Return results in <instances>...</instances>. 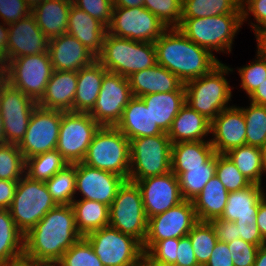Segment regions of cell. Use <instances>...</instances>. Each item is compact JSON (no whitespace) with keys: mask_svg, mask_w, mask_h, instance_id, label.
Segmentation results:
<instances>
[{"mask_svg":"<svg viewBox=\"0 0 266 266\" xmlns=\"http://www.w3.org/2000/svg\"><path fill=\"white\" fill-rule=\"evenodd\" d=\"M37 266H60L58 262H37Z\"/></svg>","mask_w":266,"mask_h":266,"instance_id":"cell-68","label":"cell"},{"mask_svg":"<svg viewBox=\"0 0 266 266\" xmlns=\"http://www.w3.org/2000/svg\"><path fill=\"white\" fill-rule=\"evenodd\" d=\"M257 47L266 54V29H262L256 36Z\"/></svg>","mask_w":266,"mask_h":266,"instance_id":"cell-65","label":"cell"},{"mask_svg":"<svg viewBox=\"0 0 266 266\" xmlns=\"http://www.w3.org/2000/svg\"><path fill=\"white\" fill-rule=\"evenodd\" d=\"M128 81L134 97L178 91L184 85L176 75L159 64L131 74Z\"/></svg>","mask_w":266,"mask_h":266,"instance_id":"cell-22","label":"cell"},{"mask_svg":"<svg viewBox=\"0 0 266 266\" xmlns=\"http://www.w3.org/2000/svg\"><path fill=\"white\" fill-rule=\"evenodd\" d=\"M250 102L266 106V79L260 86L249 96Z\"/></svg>","mask_w":266,"mask_h":266,"instance_id":"cell-61","label":"cell"},{"mask_svg":"<svg viewBox=\"0 0 266 266\" xmlns=\"http://www.w3.org/2000/svg\"><path fill=\"white\" fill-rule=\"evenodd\" d=\"M75 178V193L80 192L81 199L98 201L109 207L126 181L122 176L89 167L82 162L75 163Z\"/></svg>","mask_w":266,"mask_h":266,"instance_id":"cell-18","label":"cell"},{"mask_svg":"<svg viewBox=\"0 0 266 266\" xmlns=\"http://www.w3.org/2000/svg\"><path fill=\"white\" fill-rule=\"evenodd\" d=\"M26 161L16 144H0V179L19 181L25 175Z\"/></svg>","mask_w":266,"mask_h":266,"instance_id":"cell-43","label":"cell"},{"mask_svg":"<svg viewBox=\"0 0 266 266\" xmlns=\"http://www.w3.org/2000/svg\"><path fill=\"white\" fill-rule=\"evenodd\" d=\"M66 33L74 36L97 57L102 51L107 27L72 4Z\"/></svg>","mask_w":266,"mask_h":266,"instance_id":"cell-24","label":"cell"},{"mask_svg":"<svg viewBox=\"0 0 266 266\" xmlns=\"http://www.w3.org/2000/svg\"><path fill=\"white\" fill-rule=\"evenodd\" d=\"M141 98L150 109L154 124L167 133L174 118L186 104L185 86L183 85L178 91L151 93Z\"/></svg>","mask_w":266,"mask_h":266,"instance_id":"cell-27","label":"cell"},{"mask_svg":"<svg viewBox=\"0 0 266 266\" xmlns=\"http://www.w3.org/2000/svg\"><path fill=\"white\" fill-rule=\"evenodd\" d=\"M48 52L57 71H76L91 65L96 56L74 36L65 33L49 39Z\"/></svg>","mask_w":266,"mask_h":266,"instance_id":"cell-21","label":"cell"},{"mask_svg":"<svg viewBox=\"0 0 266 266\" xmlns=\"http://www.w3.org/2000/svg\"><path fill=\"white\" fill-rule=\"evenodd\" d=\"M62 111L36 106L24 138L18 144L25 161L36 155L56 150Z\"/></svg>","mask_w":266,"mask_h":266,"instance_id":"cell-14","label":"cell"},{"mask_svg":"<svg viewBox=\"0 0 266 266\" xmlns=\"http://www.w3.org/2000/svg\"><path fill=\"white\" fill-rule=\"evenodd\" d=\"M58 263L60 266H103L84 236L62 255Z\"/></svg>","mask_w":266,"mask_h":266,"instance_id":"cell-45","label":"cell"},{"mask_svg":"<svg viewBox=\"0 0 266 266\" xmlns=\"http://www.w3.org/2000/svg\"><path fill=\"white\" fill-rule=\"evenodd\" d=\"M4 266H37V261L22 256L18 259L12 260L3 264Z\"/></svg>","mask_w":266,"mask_h":266,"instance_id":"cell-63","label":"cell"},{"mask_svg":"<svg viewBox=\"0 0 266 266\" xmlns=\"http://www.w3.org/2000/svg\"><path fill=\"white\" fill-rule=\"evenodd\" d=\"M45 183L57 205H71L77 194L75 193V163L68 164Z\"/></svg>","mask_w":266,"mask_h":266,"instance_id":"cell-40","label":"cell"},{"mask_svg":"<svg viewBox=\"0 0 266 266\" xmlns=\"http://www.w3.org/2000/svg\"><path fill=\"white\" fill-rule=\"evenodd\" d=\"M168 27L143 7L113 8L107 32L120 38L154 43Z\"/></svg>","mask_w":266,"mask_h":266,"instance_id":"cell-13","label":"cell"},{"mask_svg":"<svg viewBox=\"0 0 266 266\" xmlns=\"http://www.w3.org/2000/svg\"><path fill=\"white\" fill-rule=\"evenodd\" d=\"M210 143L217 154L246 145V123L242 109L235 105L222 110L212 121Z\"/></svg>","mask_w":266,"mask_h":266,"instance_id":"cell-19","label":"cell"},{"mask_svg":"<svg viewBox=\"0 0 266 266\" xmlns=\"http://www.w3.org/2000/svg\"><path fill=\"white\" fill-rule=\"evenodd\" d=\"M233 69L220 63L210 73L184 84L186 104L210 122L228 106L232 88L225 75Z\"/></svg>","mask_w":266,"mask_h":266,"instance_id":"cell-4","label":"cell"},{"mask_svg":"<svg viewBox=\"0 0 266 266\" xmlns=\"http://www.w3.org/2000/svg\"><path fill=\"white\" fill-rule=\"evenodd\" d=\"M8 28V61L48 52L49 39L38 27L31 13L22 20L9 24Z\"/></svg>","mask_w":266,"mask_h":266,"instance_id":"cell-20","label":"cell"},{"mask_svg":"<svg viewBox=\"0 0 266 266\" xmlns=\"http://www.w3.org/2000/svg\"><path fill=\"white\" fill-rule=\"evenodd\" d=\"M238 229V235L244 241L250 242L257 246H262L265 243L256 221H235Z\"/></svg>","mask_w":266,"mask_h":266,"instance_id":"cell-55","label":"cell"},{"mask_svg":"<svg viewBox=\"0 0 266 266\" xmlns=\"http://www.w3.org/2000/svg\"><path fill=\"white\" fill-rule=\"evenodd\" d=\"M96 60L108 72L128 78L157 64L156 48L154 43L120 38L107 32Z\"/></svg>","mask_w":266,"mask_h":266,"instance_id":"cell-3","label":"cell"},{"mask_svg":"<svg viewBox=\"0 0 266 266\" xmlns=\"http://www.w3.org/2000/svg\"><path fill=\"white\" fill-rule=\"evenodd\" d=\"M77 80L76 71L54 70L44 95L37 102L38 106L63 112L73 111Z\"/></svg>","mask_w":266,"mask_h":266,"instance_id":"cell-23","label":"cell"},{"mask_svg":"<svg viewBox=\"0 0 266 266\" xmlns=\"http://www.w3.org/2000/svg\"><path fill=\"white\" fill-rule=\"evenodd\" d=\"M72 0H44L31 9L38 27L48 39L65 34Z\"/></svg>","mask_w":266,"mask_h":266,"instance_id":"cell-28","label":"cell"},{"mask_svg":"<svg viewBox=\"0 0 266 266\" xmlns=\"http://www.w3.org/2000/svg\"><path fill=\"white\" fill-rule=\"evenodd\" d=\"M72 205H56L24 237V256L37 262H58L80 238Z\"/></svg>","mask_w":266,"mask_h":266,"instance_id":"cell-1","label":"cell"},{"mask_svg":"<svg viewBox=\"0 0 266 266\" xmlns=\"http://www.w3.org/2000/svg\"><path fill=\"white\" fill-rule=\"evenodd\" d=\"M210 223L215 230L218 241L229 243L240 238L237 232L238 227L235 222L217 218L211 220Z\"/></svg>","mask_w":266,"mask_h":266,"instance_id":"cell-54","label":"cell"},{"mask_svg":"<svg viewBox=\"0 0 266 266\" xmlns=\"http://www.w3.org/2000/svg\"><path fill=\"white\" fill-rule=\"evenodd\" d=\"M75 224L81 236L109 225V206L98 201L74 199Z\"/></svg>","mask_w":266,"mask_h":266,"instance_id":"cell-33","label":"cell"},{"mask_svg":"<svg viewBox=\"0 0 266 266\" xmlns=\"http://www.w3.org/2000/svg\"><path fill=\"white\" fill-rule=\"evenodd\" d=\"M6 82V63L0 61V90Z\"/></svg>","mask_w":266,"mask_h":266,"instance_id":"cell-66","label":"cell"},{"mask_svg":"<svg viewBox=\"0 0 266 266\" xmlns=\"http://www.w3.org/2000/svg\"><path fill=\"white\" fill-rule=\"evenodd\" d=\"M241 9L242 23L249 18L250 13L254 16L257 24L251 22V28L257 35L266 26V0H241Z\"/></svg>","mask_w":266,"mask_h":266,"instance_id":"cell-51","label":"cell"},{"mask_svg":"<svg viewBox=\"0 0 266 266\" xmlns=\"http://www.w3.org/2000/svg\"><path fill=\"white\" fill-rule=\"evenodd\" d=\"M1 24H0V61L7 63L9 28L8 24L6 23H1Z\"/></svg>","mask_w":266,"mask_h":266,"instance_id":"cell-59","label":"cell"},{"mask_svg":"<svg viewBox=\"0 0 266 266\" xmlns=\"http://www.w3.org/2000/svg\"><path fill=\"white\" fill-rule=\"evenodd\" d=\"M254 266H266V246H259L256 254Z\"/></svg>","mask_w":266,"mask_h":266,"instance_id":"cell-64","label":"cell"},{"mask_svg":"<svg viewBox=\"0 0 266 266\" xmlns=\"http://www.w3.org/2000/svg\"><path fill=\"white\" fill-rule=\"evenodd\" d=\"M24 1L30 7V9H33L35 6L42 3L44 0H24Z\"/></svg>","mask_w":266,"mask_h":266,"instance_id":"cell-67","label":"cell"},{"mask_svg":"<svg viewBox=\"0 0 266 266\" xmlns=\"http://www.w3.org/2000/svg\"><path fill=\"white\" fill-rule=\"evenodd\" d=\"M108 71L95 60L91 65L77 72V89L73 102V112H89L98 97L104 75Z\"/></svg>","mask_w":266,"mask_h":266,"instance_id":"cell-30","label":"cell"},{"mask_svg":"<svg viewBox=\"0 0 266 266\" xmlns=\"http://www.w3.org/2000/svg\"><path fill=\"white\" fill-rule=\"evenodd\" d=\"M216 154L210 140L172 144L171 171L178 177L187 168L204 167Z\"/></svg>","mask_w":266,"mask_h":266,"instance_id":"cell-31","label":"cell"},{"mask_svg":"<svg viewBox=\"0 0 266 266\" xmlns=\"http://www.w3.org/2000/svg\"><path fill=\"white\" fill-rule=\"evenodd\" d=\"M128 181L135 183L171 171L172 143L166 132L130 140Z\"/></svg>","mask_w":266,"mask_h":266,"instance_id":"cell-7","label":"cell"},{"mask_svg":"<svg viewBox=\"0 0 266 266\" xmlns=\"http://www.w3.org/2000/svg\"><path fill=\"white\" fill-rule=\"evenodd\" d=\"M226 155L251 183L262 185L264 149L244 145L231 149Z\"/></svg>","mask_w":266,"mask_h":266,"instance_id":"cell-35","label":"cell"},{"mask_svg":"<svg viewBox=\"0 0 266 266\" xmlns=\"http://www.w3.org/2000/svg\"><path fill=\"white\" fill-rule=\"evenodd\" d=\"M242 25V14H223L214 17L181 18L177 29L211 53L214 50L231 53L234 37Z\"/></svg>","mask_w":266,"mask_h":266,"instance_id":"cell-6","label":"cell"},{"mask_svg":"<svg viewBox=\"0 0 266 266\" xmlns=\"http://www.w3.org/2000/svg\"><path fill=\"white\" fill-rule=\"evenodd\" d=\"M18 181L0 179V209H9L15 195Z\"/></svg>","mask_w":266,"mask_h":266,"instance_id":"cell-58","label":"cell"},{"mask_svg":"<svg viewBox=\"0 0 266 266\" xmlns=\"http://www.w3.org/2000/svg\"><path fill=\"white\" fill-rule=\"evenodd\" d=\"M148 266H178V265H175V264H169V265H148Z\"/></svg>","mask_w":266,"mask_h":266,"instance_id":"cell-71","label":"cell"},{"mask_svg":"<svg viewBox=\"0 0 266 266\" xmlns=\"http://www.w3.org/2000/svg\"><path fill=\"white\" fill-rule=\"evenodd\" d=\"M215 175L216 154L204 164V167L187 168V172H183L178 176L183 199L193 201Z\"/></svg>","mask_w":266,"mask_h":266,"instance_id":"cell-38","label":"cell"},{"mask_svg":"<svg viewBox=\"0 0 266 266\" xmlns=\"http://www.w3.org/2000/svg\"><path fill=\"white\" fill-rule=\"evenodd\" d=\"M130 140L115 126H100L94 134L82 163L128 180Z\"/></svg>","mask_w":266,"mask_h":266,"instance_id":"cell-5","label":"cell"},{"mask_svg":"<svg viewBox=\"0 0 266 266\" xmlns=\"http://www.w3.org/2000/svg\"><path fill=\"white\" fill-rule=\"evenodd\" d=\"M30 117L3 118V143L16 144L24 138Z\"/></svg>","mask_w":266,"mask_h":266,"instance_id":"cell-52","label":"cell"},{"mask_svg":"<svg viewBox=\"0 0 266 266\" xmlns=\"http://www.w3.org/2000/svg\"><path fill=\"white\" fill-rule=\"evenodd\" d=\"M140 188L147 219L164 213L184 201L178 177L170 171L160 176H151L135 182Z\"/></svg>","mask_w":266,"mask_h":266,"instance_id":"cell-17","label":"cell"},{"mask_svg":"<svg viewBox=\"0 0 266 266\" xmlns=\"http://www.w3.org/2000/svg\"><path fill=\"white\" fill-rule=\"evenodd\" d=\"M132 97L128 78L107 72L97 100L88 113L100 126H116Z\"/></svg>","mask_w":266,"mask_h":266,"instance_id":"cell-15","label":"cell"},{"mask_svg":"<svg viewBox=\"0 0 266 266\" xmlns=\"http://www.w3.org/2000/svg\"><path fill=\"white\" fill-rule=\"evenodd\" d=\"M99 128L87 112L62 111L56 150L68 164L82 162Z\"/></svg>","mask_w":266,"mask_h":266,"instance_id":"cell-12","label":"cell"},{"mask_svg":"<svg viewBox=\"0 0 266 266\" xmlns=\"http://www.w3.org/2000/svg\"><path fill=\"white\" fill-rule=\"evenodd\" d=\"M141 266H148L145 262Z\"/></svg>","mask_w":266,"mask_h":266,"instance_id":"cell-72","label":"cell"},{"mask_svg":"<svg viewBox=\"0 0 266 266\" xmlns=\"http://www.w3.org/2000/svg\"><path fill=\"white\" fill-rule=\"evenodd\" d=\"M24 237L9 209H0V264L24 256Z\"/></svg>","mask_w":266,"mask_h":266,"instance_id":"cell-34","label":"cell"},{"mask_svg":"<svg viewBox=\"0 0 266 266\" xmlns=\"http://www.w3.org/2000/svg\"><path fill=\"white\" fill-rule=\"evenodd\" d=\"M72 4L99 20L106 27L111 23L113 0H72Z\"/></svg>","mask_w":266,"mask_h":266,"instance_id":"cell-49","label":"cell"},{"mask_svg":"<svg viewBox=\"0 0 266 266\" xmlns=\"http://www.w3.org/2000/svg\"><path fill=\"white\" fill-rule=\"evenodd\" d=\"M115 127L129 140L164 133L154 124L150 109L146 107L143 99L134 96L124 108L122 117Z\"/></svg>","mask_w":266,"mask_h":266,"instance_id":"cell-25","label":"cell"},{"mask_svg":"<svg viewBox=\"0 0 266 266\" xmlns=\"http://www.w3.org/2000/svg\"><path fill=\"white\" fill-rule=\"evenodd\" d=\"M246 123V145L266 148V106L250 102L241 107Z\"/></svg>","mask_w":266,"mask_h":266,"instance_id":"cell-41","label":"cell"},{"mask_svg":"<svg viewBox=\"0 0 266 266\" xmlns=\"http://www.w3.org/2000/svg\"><path fill=\"white\" fill-rule=\"evenodd\" d=\"M31 13L24 0H0V17L6 24L22 20Z\"/></svg>","mask_w":266,"mask_h":266,"instance_id":"cell-53","label":"cell"},{"mask_svg":"<svg viewBox=\"0 0 266 266\" xmlns=\"http://www.w3.org/2000/svg\"><path fill=\"white\" fill-rule=\"evenodd\" d=\"M3 143V118L0 112V144Z\"/></svg>","mask_w":266,"mask_h":266,"instance_id":"cell-69","label":"cell"},{"mask_svg":"<svg viewBox=\"0 0 266 266\" xmlns=\"http://www.w3.org/2000/svg\"><path fill=\"white\" fill-rule=\"evenodd\" d=\"M197 222L194 205L190 200H184L164 213L149 218L146 239L142 245L144 254L157 241L187 236Z\"/></svg>","mask_w":266,"mask_h":266,"instance_id":"cell-16","label":"cell"},{"mask_svg":"<svg viewBox=\"0 0 266 266\" xmlns=\"http://www.w3.org/2000/svg\"><path fill=\"white\" fill-rule=\"evenodd\" d=\"M177 238L157 241L145 254L147 265H169L176 263Z\"/></svg>","mask_w":266,"mask_h":266,"instance_id":"cell-48","label":"cell"},{"mask_svg":"<svg viewBox=\"0 0 266 266\" xmlns=\"http://www.w3.org/2000/svg\"><path fill=\"white\" fill-rule=\"evenodd\" d=\"M256 223L263 239H266V197L260 202L256 215Z\"/></svg>","mask_w":266,"mask_h":266,"instance_id":"cell-60","label":"cell"},{"mask_svg":"<svg viewBox=\"0 0 266 266\" xmlns=\"http://www.w3.org/2000/svg\"><path fill=\"white\" fill-rule=\"evenodd\" d=\"M49 52L21 56L6 63L7 82L38 102L53 73Z\"/></svg>","mask_w":266,"mask_h":266,"instance_id":"cell-11","label":"cell"},{"mask_svg":"<svg viewBox=\"0 0 266 266\" xmlns=\"http://www.w3.org/2000/svg\"><path fill=\"white\" fill-rule=\"evenodd\" d=\"M211 122L185 104L176 115L167 132L172 144L204 141L210 134Z\"/></svg>","mask_w":266,"mask_h":266,"instance_id":"cell-29","label":"cell"},{"mask_svg":"<svg viewBox=\"0 0 266 266\" xmlns=\"http://www.w3.org/2000/svg\"><path fill=\"white\" fill-rule=\"evenodd\" d=\"M103 266H141L145 262L142 244L110 225L84 236Z\"/></svg>","mask_w":266,"mask_h":266,"instance_id":"cell-9","label":"cell"},{"mask_svg":"<svg viewBox=\"0 0 266 266\" xmlns=\"http://www.w3.org/2000/svg\"><path fill=\"white\" fill-rule=\"evenodd\" d=\"M37 102L6 82L0 90L2 118L31 117Z\"/></svg>","mask_w":266,"mask_h":266,"instance_id":"cell-37","label":"cell"},{"mask_svg":"<svg viewBox=\"0 0 266 266\" xmlns=\"http://www.w3.org/2000/svg\"><path fill=\"white\" fill-rule=\"evenodd\" d=\"M266 197L262 185L252 183L244 189L229 192L221 216L228 221H256L260 202Z\"/></svg>","mask_w":266,"mask_h":266,"instance_id":"cell-26","label":"cell"},{"mask_svg":"<svg viewBox=\"0 0 266 266\" xmlns=\"http://www.w3.org/2000/svg\"><path fill=\"white\" fill-rule=\"evenodd\" d=\"M242 14L241 0H182L181 18Z\"/></svg>","mask_w":266,"mask_h":266,"instance_id":"cell-36","label":"cell"},{"mask_svg":"<svg viewBox=\"0 0 266 266\" xmlns=\"http://www.w3.org/2000/svg\"><path fill=\"white\" fill-rule=\"evenodd\" d=\"M205 266H234L227 243L217 241Z\"/></svg>","mask_w":266,"mask_h":266,"instance_id":"cell-57","label":"cell"},{"mask_svg":"<svg viewBox=\"0 0 266 266\" xmlns=\"http://www.w3.org/2000/svg\"><path fill=\"white\" fill-rule=\"evenodd\" d=\"M67 165L57 150L48 151L27 159L25 174L31 179L46 182Z\"/></svg>","mask_w":266,"mask_h":266,"instance_id":"cell-39","label":"cell"},{"mask_svg":"<svg viewBox=\"0 0 266 266\" xmlns=\"http://www.w3.org/2000/svg\"><path fill=\"white\" fill-rule=\"evenodd\" d=\"M157 64L184 84L210 73L221 61L188 39L179 29L168 28L155 42Z\"/></svg>","mask_w":266,"mask_h":266,"instance_id":"cell-2","label":"cell"},{"mask_svg":"<svg viewBox=\"0 0 266 266\" xmlns=\"http://www.w3.org/2000/svg\"><path fill=\"white\" fill-rule=\"evenodd\" d=\"M257 58L248 65L238 68L241 87L248 97L261 85L266 79V54L257 47Z\"/></svg>","mask_w":266,"mask_h":266,"instance_id":"cell-46","label":"cell"},{"mask_svg":"<svg viewBox=\"0 0 266 266\" xmlns=\"http://www.w3.org/2000/svg\"><path fill=\"white\" fill-rule=\"evenodd\" d=\"M144 0H113V8L143 7Z\"/></svg>","mask_w":266,"mask_h":266,"instance_id":"cell-62","label":"cell"},{"mask_svg":"<svg viewBox=\"0 0 266 266\" xmlns=\"http://www.w3.org/2000/svg\"><path fill=\"white\" fill-rule=\"evenodd\" d=\"M232 254L234 266H254L259 246L244 241L241 238L227 243Z\"/></svg>","mask_w":266,"mask_h":266,"instance_id":"cell-50","label":"cell"},{"mask_svg":"<svg viewBox=\"0 0 266 266\" xmlns=\"http://www.w3.org/2000/svg\"><path fill=\"white\" fill-rule=\"evenodd\" d=\"M56 205L46 183L25 174L18 181L9 211L15 225L25 235Z\"/></svg>","mask_w":266,"mask_h":266,"instance_id":"cell-8","label":"cell"},{"mask_svg":"<svg viewBox=\"0 0 266 266\" xmlns=\"http://www.w3.org/2000/svg\"><path fill=\"white\" fill-rule=\"evenodd\" d=\"M144 7L168 28H177L181 23L182 0H144Z\"/></svg>","mask_w":266,"mask_h":266,"instance_id":"cell-47","label":"cell"},{"mask_svg":"<svg viewBox=\"0 0 266 266\" xmlns=\"http://www.w3.org/2000/svg\"><path fill=\"white\" fill-rule=\"evenodd\" d=\"M266 173V148L264 149L263 174Z\"/></svg>","mask_w":266,"mask_h":266,"instance_id":"cell-70","label":"cell"},{"mask_svg":"<svg viewBox=\"0 0 266 266\" xmlns=\"http://www.w3.org/2000/svg\"><path fill=\"white\" fill-rule=\"evenodd\" d=\"M176 263L178 266H199L195 258L193 247L189 236H184L178 239L176 252Z\"/></svg>","mask_w":266,"mask_h":266,"instance_id":"cell-56","label":"cell"},{"mask_svg":"<svg viewBox=\"0 0 266 266\" xmlns=\"http://www.w3.org/2000/svg\"><path fill=\"white\" fill-rule=\"evenodd\" d=\"M216 176L228 192H235L252 184L226 154L216 153Z\"/></svg>","mask_w":266,"mask_h":266,"instance_id":"cell-44","label":"cell"},{"mask_svg":"<svg viewBox=\"0 0 266 266\" xmlns=\"http://www.w3.org/2000/svg\"><path fill=\"white\" fill-rule=\"evenodd\" d=\"M199 266H205L218 241L210 222L198 221L188 233Z\"/></svg>","mask_w":266,"mask_h":266,"instance_id":"cell-42","label":"cell"},{"mask_svg":"<svg viewBox=\"0 0 266 266\" xmlns=\"http://www.w3.org/2000/svg\"><path fill=\"white\" fill-rule=\"evenodd\" d=\"M229 192L219 178L213 176L199 195L192 201L198 221L210 222L221 218Z\"/></svg>","mask_w":266,"mask_h":266,"instance_id":"cell-32","label":"cell"},{"mask_svg":"<svg viewBox=\"0 0 266 266\" xmlns=\"http://www.w3.org/2000/svg\"><path fill=\"white\" fill-rule=\"evenodd\" d=\"M109 210V225L134 237L143 245L148 231V219L137 184L125 181L118 189Z\"/></svg>","mask_w":266,"mask_h":266,"instance_id":"cell-10","label":"cell"}]
</instances>
